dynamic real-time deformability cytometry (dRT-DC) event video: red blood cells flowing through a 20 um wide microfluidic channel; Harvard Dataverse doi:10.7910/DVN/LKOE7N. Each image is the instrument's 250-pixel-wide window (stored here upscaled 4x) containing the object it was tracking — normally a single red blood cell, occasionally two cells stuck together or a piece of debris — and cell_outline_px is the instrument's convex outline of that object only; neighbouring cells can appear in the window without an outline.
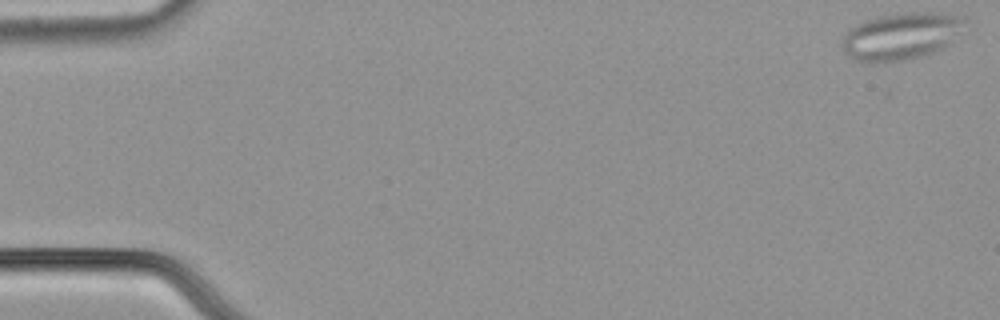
{"species": "common noctule bat (a hibernating species)", "species_latin": "Nyctalus noctula", "temperature_condition": "cold", "stored_images_in_passage": 56, "segment_of_instrument_passage": [1, 2], "camera_frame_rate_fps": 3000, "um_per_image_px": 0.085, "animal": {"sex": "male", "body_mass_g": 21.5, "forearm_length_mm": 52.0}, "frame": {"image": 1, "passage_image": 1, "time_ms": 0.0, "image_size_px": [1000, 320], "cell_outline_px": [[964, 20], [952, 40], [944, 48], [924, 56], [908, 60], [884, 64], [868, 64], [856, 60], [848, 56], [844, 52], [840, 44], [844, 32], [856, 24], [864, 20], [880, 16], [900, 12], [932, 12], [964, 16]], "centroid_in_image_um": [76.49, 3.11], "position_along_channel_um": 8.5, "area_um2": 34.28}}